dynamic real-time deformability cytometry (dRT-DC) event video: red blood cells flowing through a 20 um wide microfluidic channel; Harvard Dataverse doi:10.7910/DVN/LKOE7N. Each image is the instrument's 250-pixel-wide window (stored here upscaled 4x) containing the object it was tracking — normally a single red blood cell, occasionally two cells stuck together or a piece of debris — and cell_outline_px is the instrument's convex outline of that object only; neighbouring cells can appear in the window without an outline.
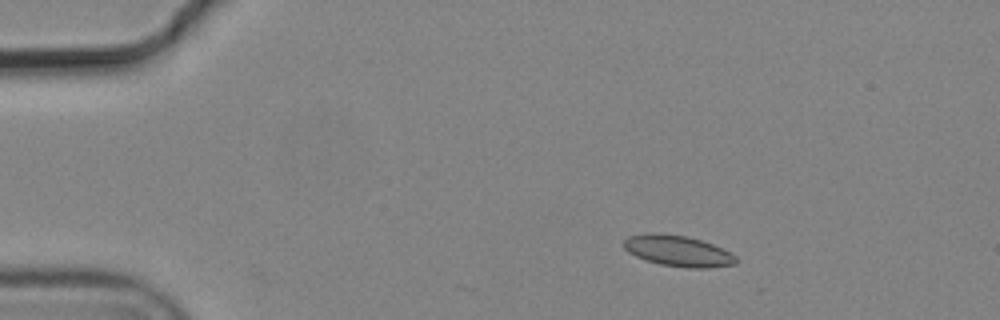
{"species": "common noctule bat (a hibernating species)", "species_latin": "Nyctalus noctula", "temperature_condition": "cold", "stored_images_in_passage": 6, "camera_frame_rate_fps": 3000, "um_per_image_px": 0.085, "animal": {"sex": "male", "body_mass_g": 19.2, "forearm_length_mm": 51.8}, "frame": {"image": 1, "passage_image": 3, "time_ms": 0.667, "image_size_px": [1000, 320], "cell_outline_px": [[736, 264], [708, 268], [688, 268], [660, 264], [644, 260], [628, 252], [624, 248], [624, 240], [628, 236], [652, 232], [688, 236], [712, 244], [736, 256]], "centroid_in_image_um": [57.59, 21.33], "position_along_channel_um": 27.4, "area_um2": 20.17}}
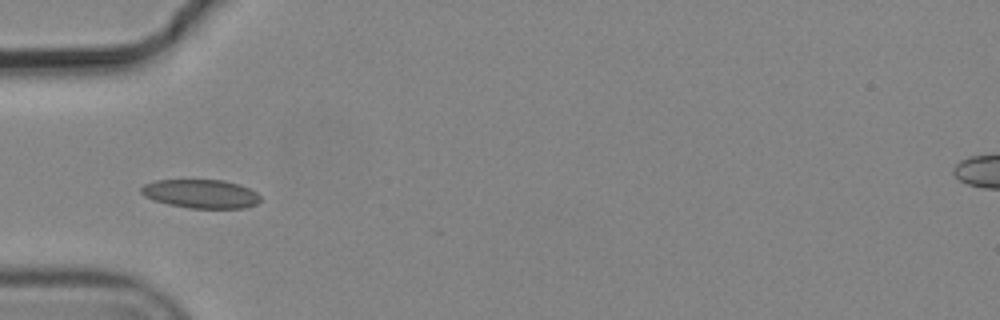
{"frame": {"image": 2, "passage_image": 5, "time_ms": 1.333, "image_size_px": [1000, 320], "cell_outline_px": [[260, 200], [256, 204], [244, 208], [188, 208], [168, 204], [152, 200], [144, 196], [140, 192], [140, 188], [144, 184], [156, 180], [224, 180], [240, 184], [256, 192], [260, 196]], "centroid_in_image_um": [17.05, 16.47], "position_along_channel_um": 67.9, "area_um2": 20.06}}
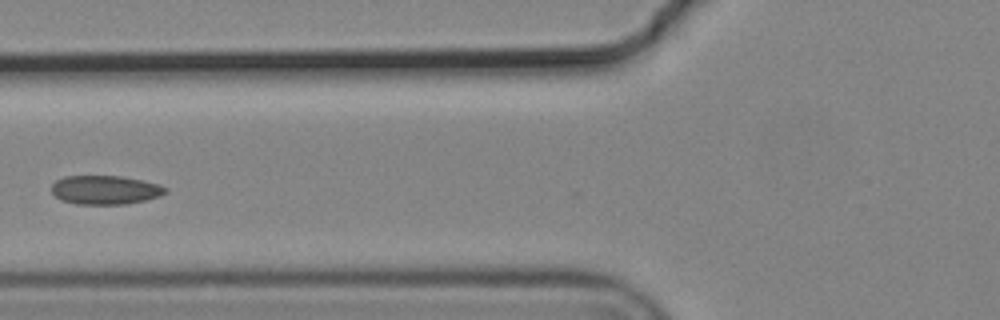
{"frame": {"image": 3, "passage_image": 6, "time_ms": 1.667, "image_size_px": [1000, 320], "cell_outline_px": [[168, 192], [160, 196], [144, 200], [124, 204], [76, 204], [60, 200], [52, 192], [52, 184], [56, 180], [64, 176], [120, 176], [160, 184], [168, 188]], "centroid_in_image_um": [8.94, 16.14], "position_along_channel_um": 116.9, "area_um2": 19.19}}